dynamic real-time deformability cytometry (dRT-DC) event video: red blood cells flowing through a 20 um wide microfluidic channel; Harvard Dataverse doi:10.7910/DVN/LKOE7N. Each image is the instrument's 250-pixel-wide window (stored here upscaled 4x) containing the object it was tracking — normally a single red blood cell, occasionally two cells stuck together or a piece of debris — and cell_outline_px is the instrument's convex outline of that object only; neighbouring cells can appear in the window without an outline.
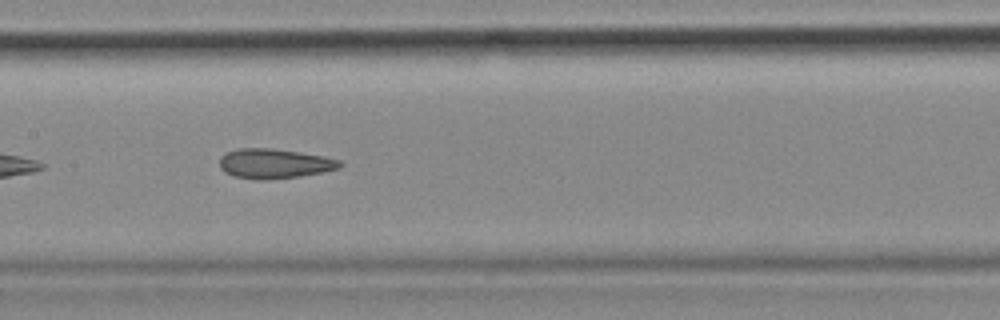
{"species": "common noctule bat (a hibernating species)", "species_latin": "Nyctalus noctula", "temperature_condition": "cold", "stored_images_in_passage": 21, "camera_frame_rate_fps": 3000, "um_per_image_px": 0.085, "animal": {"sex": "female", "body_mass_g": 18.4}, "frame": {"image": 1, "passage_image": 12, "time_ms": 3.667, "image_size_px": [1000, 320], "cell_outline_px": [[344, 164], [340, 168], [300, 176], [260, 180], [256, 180], [236, 176], [224, 172], [220, 168], [220, 156], [228, 152], [240, 148], [272, 148], [300, 152], [324, 156], [340, 160]], "centroid_in_image_um": [23.33, 13.9], "position_along_channel_um": 184.1, "area_um2": 20.75}}